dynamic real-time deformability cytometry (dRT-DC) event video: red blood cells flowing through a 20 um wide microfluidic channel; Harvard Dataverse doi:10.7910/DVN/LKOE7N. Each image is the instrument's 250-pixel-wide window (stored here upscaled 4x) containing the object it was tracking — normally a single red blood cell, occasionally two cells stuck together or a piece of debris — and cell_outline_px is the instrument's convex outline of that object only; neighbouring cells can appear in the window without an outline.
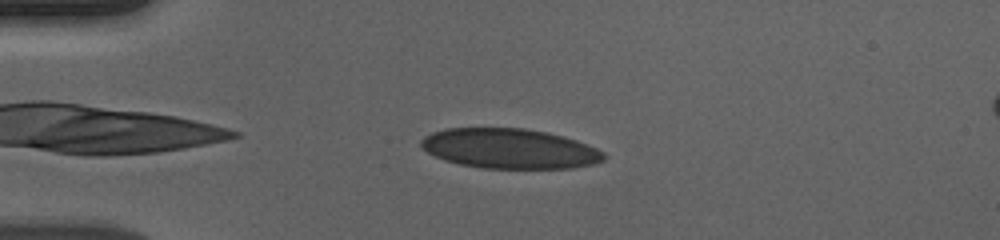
{"species": "human", "species_latin": "Homo sapiens", "temperature_condition": "cold", "stored_images_in_passage": 46, "camera_frame_rate_fps": 3000, "um_per_image_px": 0.085, "donor": {"sex": "male"}, "frame": {"image": 1, "passage_image": 3, "time_ms": 0.667, "image_size_px": [1000, 240], "cell_outline_px": [[608, 156], [604, 160], [596, 164], [572, 168], [484, 168], [460, 164], [444, 160], [428, 152], [420, 144], [420, 140], [424, 136], [432, 132], [444, 128], [524, 128], [564, 136], [576, 140], [596, 148], [604, 152]], "centroid_in_image_um": [43.34, 12.63], "position_along_channel_um": 41.7, "area_um2": 42.6}}
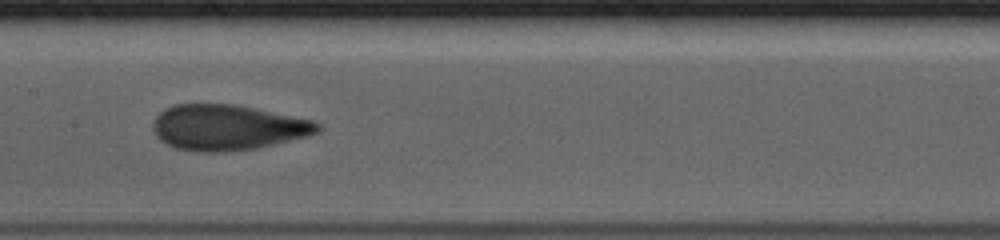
{"frame": {"image": 2, "passage_image": 18, "time_ms": 5.667, "image_size_px": [1000, 240], "cell_outline_px": [[320, 132], [308, 136], [256, 148], [224, 152], [192, 152], [176, 148], [160, 140], [156, 136], [152, 128], [152, 124], [156, 116], [164, 108], [176, 104], [236, 104], [312, 120], [320, 124]], "centroid_in_image_um": [19.32, 10.83], "position_along_channel_um": 188.1, "area_um2": 43.81}}
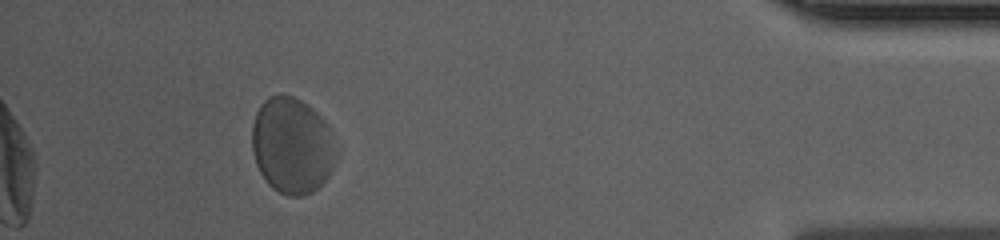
{"frame": {"image": 3, "passage_image": 41, "time_ms": 13.333, "image_size_px": [1000, 240], "cell_outline_px": [[340, 152], [328, 176], [312, 192], [304, 196], [288, 196], [272, 188], [264, 180], [256, 164], [252, 148], [252, 124], [256, 112], [260, 104], [264, 100], [280, 92], [292, 96], [308, 104], [328, 124], [340, 144]], "centroid_in_image_um": [24.87, 12.36], "position_along_channel_um": 410.3, "area_um2": 48.26}, "authors_computed_cell_mechanics": {"area_um2": 44.1303, "velocity_mm_per_s": 3.575, "shape_relaxation_time_tau1_ms": 2.612, "shape_relaxation_time_tau2_ms": 0.8594, "deformation_change_tau1": 0.0831, "deformation_change_tau2": 0.0566}}